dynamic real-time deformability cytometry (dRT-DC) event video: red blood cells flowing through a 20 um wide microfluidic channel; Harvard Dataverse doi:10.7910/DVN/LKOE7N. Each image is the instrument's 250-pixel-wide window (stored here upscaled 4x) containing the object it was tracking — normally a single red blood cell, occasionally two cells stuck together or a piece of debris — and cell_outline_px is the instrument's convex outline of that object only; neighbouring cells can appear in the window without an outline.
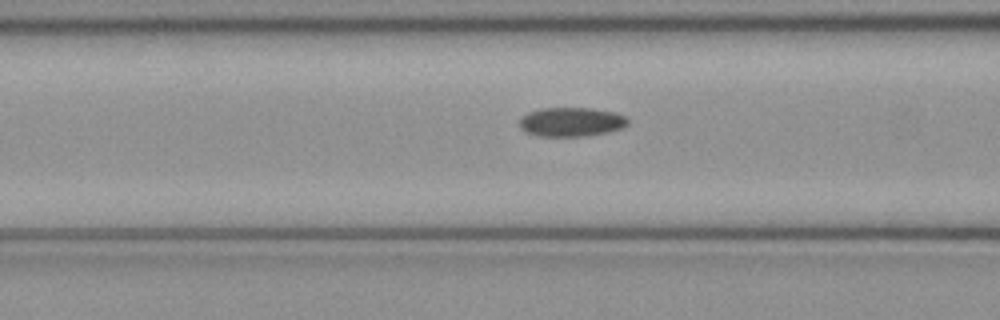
{"species": "common noctule bat (a hibernating species)", "species_latin": "Nyctalus noctula", "temperature_condition": "cold", "stored_images_in_passage": 30, "camera_frame_rate_fps": 3000, "um_per_image_px": 0.085, "animal": {"sex": "female", "body_mass_g": 21.9}, "frame": {"image": 1, "passage_image": 9, "time_ms": 2.667, "image_size_px": [1000, 320], "cell_outline_px": [[628, 124], [620, 128], [604, 132], [584, 136], [536, 136], [524, 132], [520, 128], [520, 120], [528, 112], [540, 108], [592, 108], [616, 112], [624, 116], [628, 120]], "centroid_in_image_um": [48.52, 10.36], "position_along_channel_um": 118.1, "area_um2": 18.32}}
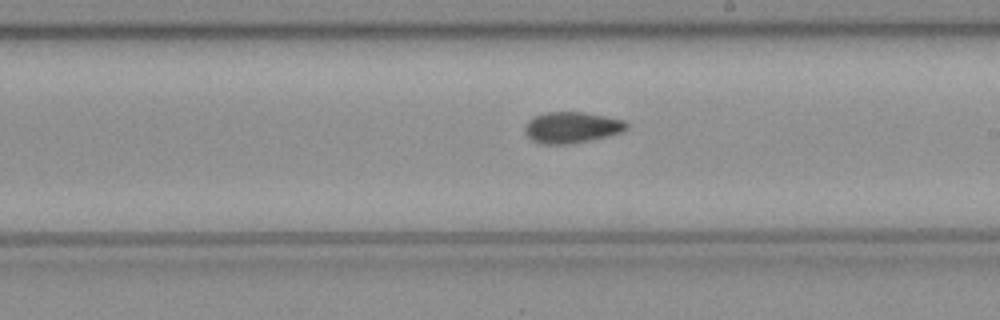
{"frame": {"image": 2, "passage_image": 18, "time_ms": 5.667, "image_size_px": [1000, 320], "cell_outline_px": [[628, 128], [620, 132], [608, 136], [572, 144], [544, 144], [532, 140], [524, 132], [524, 128], [528, 120], [536, 116], [548, 112], [584, 112], [624, 120], [628, 124]], "centroid_in_image_um": [48.59, 10.84], "position_along_channel_um": 240.4, "area_um2": 18.38}}
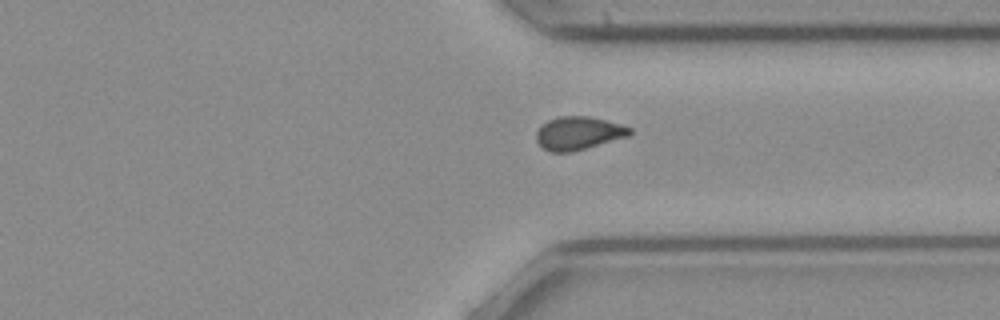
{"frame": {"image": 3, "passage_image": 27, "time_ms": 8.667, "image_size_px": [1000, 320], "cell_outline_px": [[632, 132], [628, 136], [572, 152], [552, 152], [544, 148], [536, 140], [536, 132], [540, 124], [548, 120], [560, 116], [588, 116], [620, 124], [632, 128]], "centroid_in_image_um": [49.14, 11.31], "position_along_channel_um": 362.3, "area_um2": 17.98}}